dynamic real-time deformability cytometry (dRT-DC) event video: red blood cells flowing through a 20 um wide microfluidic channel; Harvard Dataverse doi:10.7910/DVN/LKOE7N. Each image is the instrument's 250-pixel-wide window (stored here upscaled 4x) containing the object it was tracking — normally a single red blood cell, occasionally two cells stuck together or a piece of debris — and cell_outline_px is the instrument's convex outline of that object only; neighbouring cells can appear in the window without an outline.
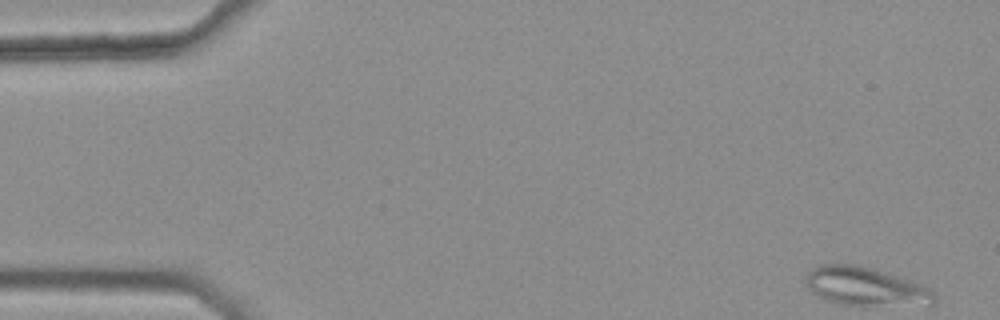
{"species": "common noctule bat (a hibernating species)", "species_latin": "Nyctalus noctula", "temperature_condition": "warm", "stored_images_in_passage": 43, "camera_frame_rate_fps": 3000, "um_per_image_px": 0.085, "animal": {"sex": "female", "body_mass_g": 25.1}, "frame": {"image": 1, "passage_image": 1, "time_ms": 0.0, "image_size_px": [1000, 320], "cell_outline_px": [[936, 300], [932, 304], [840, 304], [828, 300], [812, 292], [808, 288], [804, 276], [812, 268], [820, 264], [856, 264], [872, 268], [912, 280], [924, 284], [936, 296]], "centroid_in_image_um": [73.55, 24.31], "position_along_channel_um": 11.5, "area_um2": 28.44}}
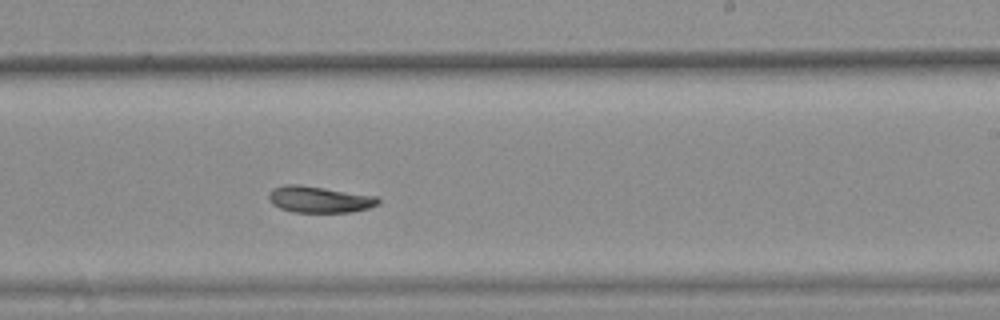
{"frame": {"image": 2, "passage_image": 31, "time_ms": 10.0, "image_size_px": [1000, 320], "cell_outline_px": [[380, 204], [368, 208], [352, 212], [292, 212], [280, 208], [272, 204], [268, 200], [268, 192], [272, 188], [284, 184], [296, 184], [324, 188], [376, 196], [380, 200]], "centroid_in_image_um": [27.1, 16.95], "position_along_channel_um": 261.9, "area_um2": 16.94}}
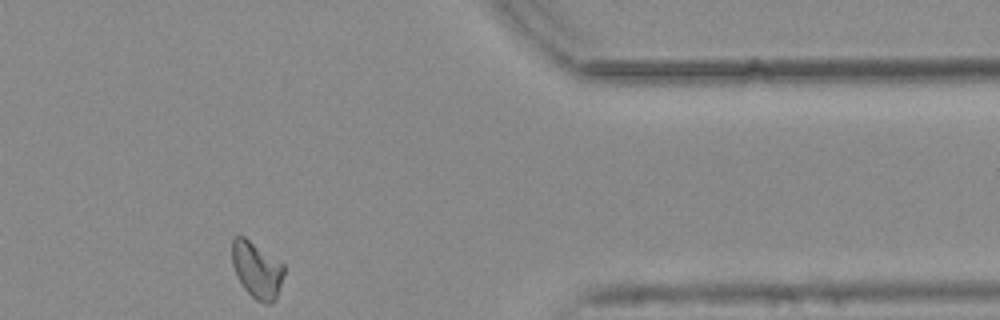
{"frame": {"image": 3, "passage_image": 43, "time_ms": 14.0, "image_size_px": [1000, 320], "cell_outline_px": [[284, 272], [276, 300], [268, 304], [264, 304], [256, 300], [244, 288], [236, 276], [232, 264], [232, 236], [244, 236], [280, 260], [284, 264]], "centroid_in_image_um": [21.83, 22.93], "position_along_channel_um": 389.6, "area_um2": 17.28}, "authors_computed_cell_mechanics": {"area_um2": 17.34, "velocity_mm_per_s": 3.7397, "shape_relaxation_time_tau1_ms": null, "shape_relaxation_time_tau2_ms": 6.9593, "deformation_change_tau1": null, "deformation_change_tau2": 0.0903}}